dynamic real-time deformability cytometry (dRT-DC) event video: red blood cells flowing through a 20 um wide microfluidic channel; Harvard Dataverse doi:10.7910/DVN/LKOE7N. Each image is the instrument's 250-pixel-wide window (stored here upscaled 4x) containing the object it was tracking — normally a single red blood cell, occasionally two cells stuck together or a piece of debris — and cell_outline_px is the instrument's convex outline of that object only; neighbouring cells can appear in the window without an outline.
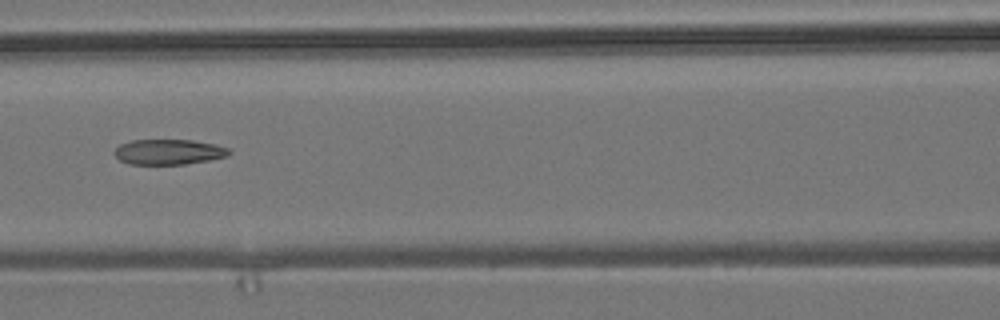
{"species": "common noctule bat (a hibernating species)", "species_latin": "Nyctalus noctula", "temperature_condition": "room temperature", "stored_images_in_passage": 8, "camera_frame_rate_fps": 3000, "um_per_image_px": 0.085, "animal": {"sex": "male", "body_mass_g": 19.2, "forearm_length_mm": 51.8}, "frame": {"image": 1, "passage_image": 5, "time_ms": 6.0, "image_size_px": [1000, 320], "cell_outline_px": [[232, 152], [228, 156], [208, 160], [184, 164], [128, 164], [120, 160], [112, 152], [120, 144], [132, 140], [192, 140], [216, 144], [228, 148]], "centroid_in_image_um": [14.34, 12.91], "position_along_channel_um": 152.3, "area_um2": 16.94}}
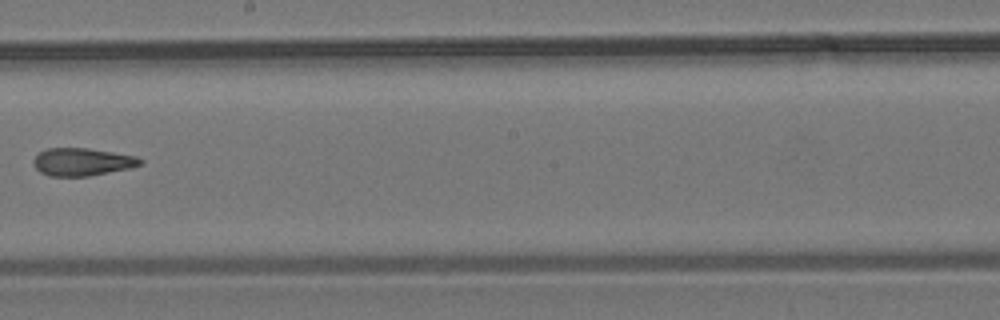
{"frame": {"image": 2, "passage_image": 7, "time_ms": 8.333, "image_size_px": [1000, 320], "cell_outline_px": [[144, 164], [128, 168], [88, 176], [48, 176], [40, 172], [32, 164], [32, 160], [40, 152], [48, 148], [88, 148], [136, 156], [144, 160]], "centroid_in_image_um": [6.97, 13.76], "position_along_channel_um": 241.2, "area_um2": 17.22}}
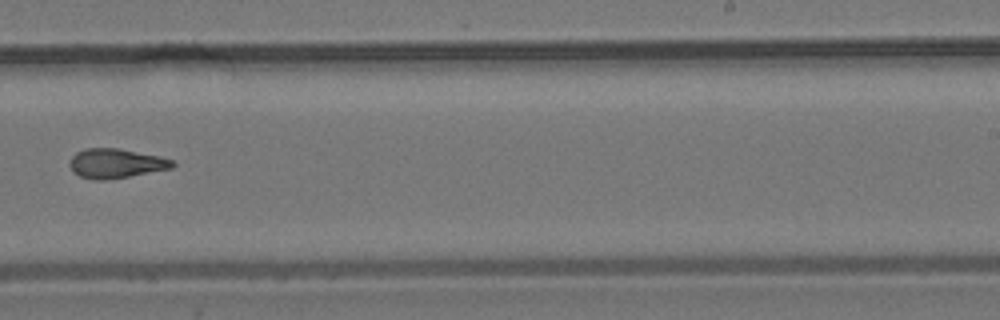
{"frame": {"image": 3, "passage_image": 8, "time_ms": 9.333, "image_size_px": [1000, 320], "cell_outline_px": [[176, 164], [172, 168], [108, 180], [96, 180], [80, 176], [68, 164], [68, 160], [76, 152], [84, 148], [116, 148], [160, 156], [176, 160]], "centroid_in_image_um": [9.87, 13.88], "position_along_channel_um": 279.1, "area_um2": 17.69}}